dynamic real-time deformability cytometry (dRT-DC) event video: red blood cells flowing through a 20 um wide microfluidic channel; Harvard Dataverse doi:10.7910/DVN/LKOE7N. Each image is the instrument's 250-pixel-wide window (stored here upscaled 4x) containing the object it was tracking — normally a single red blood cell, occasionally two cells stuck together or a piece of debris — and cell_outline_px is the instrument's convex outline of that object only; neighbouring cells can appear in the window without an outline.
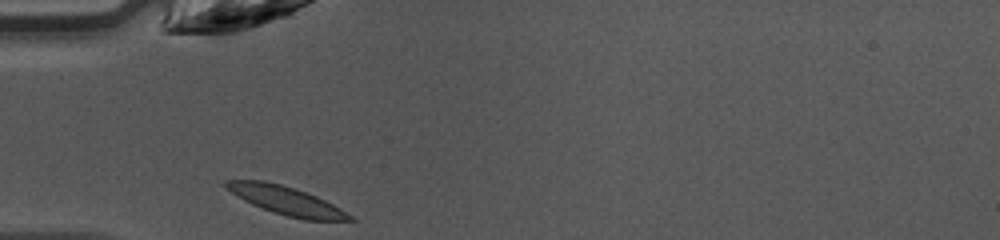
{"species": "common noctule bat (a hibernating species)", "species_latin": "Nyctalus noctula", "temperature_condition": "warm", "stored_images_in_passage": 26, "camera_frame_rate_fps": 3000, "um_per_image_px": 0.085, "animal": {"sex": "female", "body_mass_g": 10.0, "forearm_length_mm": 53.1}, "frame": {"image": 1, "passage_image": 1, "time_ms": 0.0, "image_size_px": [1000, 240], "cell_outline_px": [[356, 220], [304, 220], [272, 212], [252, 204], [244, 200], [224, 188], [224, 180], [264, 180], [280, 184], [316, 196], [340, 208], [352, 216]], "centroid_in_image_um": [24.28, 17.04], "position_along_channel_um": 60.7, "area_um2": 20.17}}
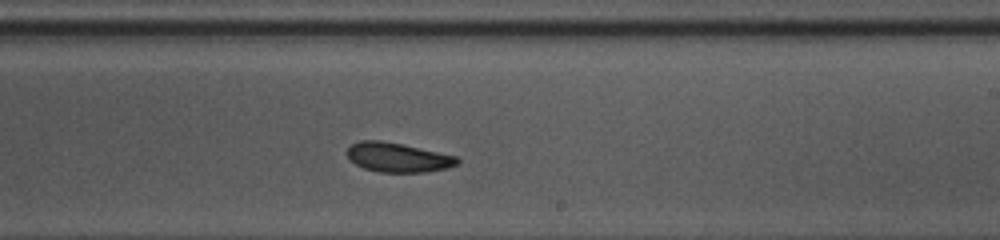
{"frame": {"image": 2, "passage_image": 15, "time_ms": 4.667, "image_size_px": [1000, 240], "cell_outline_px": [[460, 164], [448, 168], [424, 172], [380, 172], [364, 168], [356, 164], [348, 156], [348, 148], [352, 144], [360, 140], [380, 140], [400, 144], [456, 156], [460, 160]], "centroid_in_image_um": [33.84, 13.39], "position_along_channel_um": 255.2, "area_um2": 18.61}}
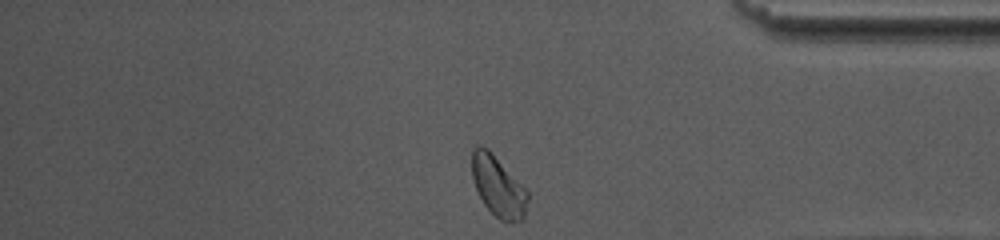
{"frame": {"image": 3, "passage_image": 26, "time_ms": 8.333, "image_size_px": [1000, 240], "cell_outline_px": [[528, 200], [524, 220], [508, 224], [500, 220], [484, 204], [476, 188], [472, 176], [472, 148], [476, 144], [480, 144], [488, 148], [528, 192]], "centroid_in_image_um": [42.34, 15.85], "position_along_channel_um": 392.9, "area_um2": 19.71}, "authors_computed_cell_mechanics": {"area_um2": 19.0162, "velocity_mm_per_s": 4.2346, "shape_relaxation_time_tau1_ms": 2.1674, "shape_relaxation_time_tau2_ms": 4.0429, "deformation_change_tau1": 0.1038, "deformation_change_tau2": 0.117}}